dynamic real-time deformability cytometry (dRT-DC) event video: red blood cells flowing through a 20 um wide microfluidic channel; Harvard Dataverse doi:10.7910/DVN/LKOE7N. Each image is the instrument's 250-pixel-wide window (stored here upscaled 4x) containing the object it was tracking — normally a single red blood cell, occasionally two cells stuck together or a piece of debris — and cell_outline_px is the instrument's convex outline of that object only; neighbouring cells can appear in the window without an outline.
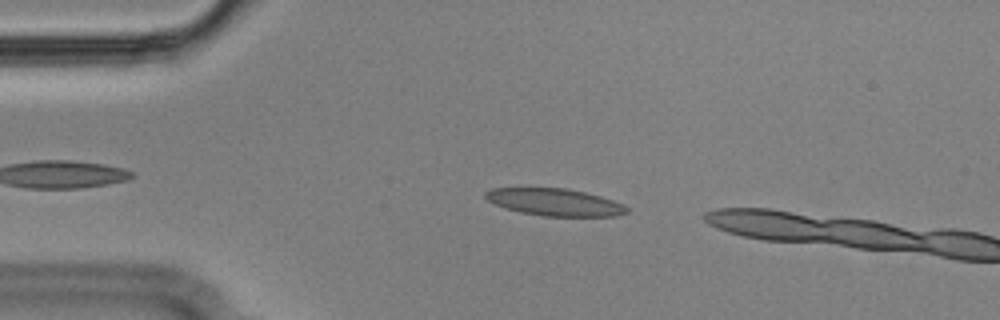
{"species": "Egyptian fruit bat (a non-hibernating species)", "species_latin": "Rousettus aegyptiacus", "temperature_condition": "cold", "stored_images_in_passage": 9, "camera_frame_rate_fps": 3000, "um_per_image_px": 0.085, "animal": {"sex": "male"}, "frame": {"image": 1, "passage_image": 6, "time_ms": 1.667, "image_size_px": [1000, 320], "cell_outline_px": [[628, 212], [616, 216], [544, 216], [520, 212], [496, 204], [488, 200], [484, 196], [484, 192], [492, 188], [568, 188], [600, 196], [624, 204], [628, 208]], "centroid_in_image_um": [47.17, 17.18], "position_along_channel_um": 37.8, "area_um2": 22.25}}